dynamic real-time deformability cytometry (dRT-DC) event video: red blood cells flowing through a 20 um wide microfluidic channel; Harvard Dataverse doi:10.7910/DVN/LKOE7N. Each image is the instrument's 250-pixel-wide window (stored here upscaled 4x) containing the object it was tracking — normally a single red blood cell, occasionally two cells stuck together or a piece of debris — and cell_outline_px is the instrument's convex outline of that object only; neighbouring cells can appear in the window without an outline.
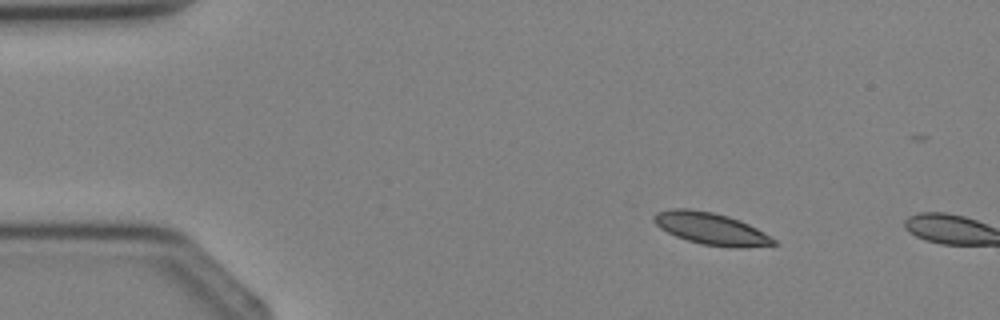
{"species": "Egyptian fruit bat (a non-hibernating species)", "species_latin": "Rousettus aegyptiacus", "temperature_condition": "cold", "stored_images_in_passage": 3, "camera_frame_rate_fps": 3000, "um_per_image_px": 0.085, "animal": {"sex": "female"}, "frame": {"image": 1, "passage_image": 2, "time_ms": 1.333, "image_size_px": [1000, 320], "cell_outline_px": [[780, 244], [744, 248], [732, 248], [700, 244], [676, 236], [660, 228], [652, 220], [652, 216], [656, 212], [672, 208], [688, 208], [712, 212], [728, 216], [748, 224], [764, 232], [776, 240]], "centroid_in_image_um": [60.44, 19.44], "position_along_channel_um": 24.6, "area_um2": 22.48}}